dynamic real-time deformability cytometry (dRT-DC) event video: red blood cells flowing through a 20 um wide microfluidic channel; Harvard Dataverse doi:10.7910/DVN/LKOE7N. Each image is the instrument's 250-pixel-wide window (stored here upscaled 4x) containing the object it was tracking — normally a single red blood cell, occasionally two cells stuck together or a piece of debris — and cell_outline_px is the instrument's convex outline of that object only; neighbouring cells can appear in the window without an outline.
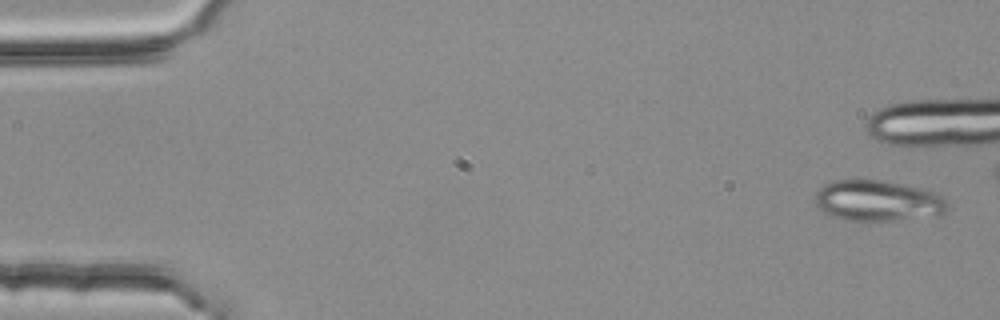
{"species": "common noctule bat (a hibernating species)", "species_latin": "Nyctalus noctula", "temperature_condition": "room temperature", "stored_images_in_passage": 2, "camera_frame_rate_fps": 3000, "um_per_image_px": 0.085, "animal": {"sex": "female", "body_mass_g": 25.1}, "frame": {"image": 1, "passage_image": 1, "time_ms": 0.0, "image_size_px": [1000, 320], "cell_outline_px": [[948, 208], [944, 212], [936, 216], [896, 220], [844, 220], [824, 212], [816, 204], [816, 192], [824, 184], [836, 180], [880, 180], [920, 188], [936, 192], [948, 204]], "centroid_in_image_um": [74.62, 17.07], "position_along_channel_um": 10.4, "area_um2": 31.15}}